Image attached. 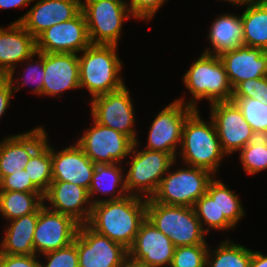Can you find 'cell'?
Returning <instances> with one entry per match:
<instances>
[{"mask_svg": "<svg viewBox=\"0 0 267 267\" xmlns=\"http://www.w3.org/2000/svg\"><path fill=\"white\" fill-rule=\"evenodd\" d=\"M73 243L77 246L79 267H119L128 257V249L87 224L79 226Z\"/></svg>", "mask_w": 267, "mask_h": 267, "instance_id": "13", "label": "cell"}, {"mask_svg": "<svg viewBox=\"0 0 267 267\" xmlns=\"http://www.w3.org/2000/svg\"><path fill=\"white\" fill-rule=\"evenodd\" d=\"M199 112L194 110L185 120L178 154L183 164L204 168L216 175L226 154L213 120L207 123Z\"/></svg>", "mask_w": 267, "mask_h": 267, "instance_id": "2", "label": "cell"}, {"mask_svg": "<svg viewBox=\"0 0 267 267\" xmlns=\"http://www.w3.org/2000/svg\"><path fill=\"white\" fill-rule=\"evenodd\" d=\"M44 71L43 96L80 89L78 54L44 53Z\"/></svg>", "mask_w": 267, "mask_h": 267, "instance_id": "21", "label": "cell"}, {"mask_svg": "<svg viewBox=\"0 0 267 267\" xmlns=\"http://www.w3.org/2000/svg\"><path fill=\"white\" fill-rule=\"evenodd\" d=\"M147 199L127 195L119 200H106L92 205L87 225L111 241L129 249L146 219Z\"/></svg>", "mask_w": 267, "mask_h": 267, "instance_id": "1", "label": "cell"}, {"mask_svg": "<svg viewBox=\"0 0 267 267\" xmlns=\"http://www.w3.org/2000/svg\"><path fill=\"white\" fill-rule=\"evenodd\" d=\"M52 181H63L89 190L96 164L77 145L60 151L51 146Z\"/></svg>", "mask_w": 267, "mask_h": 267, "instance_id": "20", "label": "cell"}, {"mask_svg": "<svg viewBox=\"0 0 267 267\" xmlns=\"http://www.w3.org/2000/svg\"><path fill=\"white\" fill-rule=\"evenodd\" d=\"M182 79L192 99L185 102L181 97L177 100L194 110H198V101L204 99L210 104L231 101L233 88L219 56L202 53Z\"/></svg>", "mask_w": 267, "mask_h": 267, "instance_id": "4", "label": "cell"}, {"mask_svg": "<svg viewBox=\"0 0 267 267\" xmlns=\"http://www.w3.org/2000/svg\"><path fill=\"white\" fill-rule=\"evenodd\" d=\"M38 213H30L10 220L0 242V254L34 255V231Z\"/></svg>", "mask_w": 267, "mask_h": 267, "instance_id": "25", "label": "cell"}, {"mask_svg": "<svg viewBox=\"0 0 267 267\" xmlns=\"http://www.w3.org/2000/svg\"><path fill=\"white\" fill-rule=\"evenodd\" d=\"M91 44L118 45L123 23L133 17L126 0H82Z\"/></svg>", "mask_w": 267, "mask_h": 267, "instance_id": "8", "label": "cell"}, {"mask_svg": "<svg viewBox=\"0 0 267 267\" xmlns=\"http://www.w3.org/2000/svg\"><path fill=\"white\" fill-rule=\"evenodd\" d=\"M252 250L225 239L215 249H208L206 267H249Z\"/></svg>", "mask_w": 267, "mask_h": 267, "instance_id": "30", "label": "cell"}, {"mask_svg": "<svg viewBox=\"0 0 267 267\" xmlns=\"http://www.w3.org/2000/svg\"><path fill=\"white\" fill-rule=\"evenodd\" d=\"M140 141L134 142L130 152L131 160L125 174V185L129 195L151 198L157 191L162 178L175 159L166 152L140 149ZM131 163V164H130Z\"/></svg>", "mask_w": 267, "mask_h": 267, "instance_id": "6", "label": "cell"}, {"mask_svg": "<svg viewBox=\"0 0 267 267\" xmlns=\"http://www.w3.org/2000/svg\"><path fill=\"white\" fill-rule=\"evenodd\" d=\"M31 2L33 0H0V9L23 8Z\"/></svg>", "mask_w": 267, "mask_h": 267, "instance_id": "44", "label": "cell"}, {"mask_svg": "<svg viewBox=\"0 0 267 267\" xmlns=\"http://www.w3.org/2000/svg\"><path fill=\"white\" fill-rule=\"evenodd\" d=\"M91 126L84 131L76 144L93 163L115 164L127 159L134 145L130 137L103 126L94 119Z\"/></svg>", "mask_w": 267, "mask_h": 267, "instance_id": "9", "label": "cell"}, {"mask_svg": "<svg viewBox=\"0 0 267 267\" xmlns=\"http://www.w3.org/2000/svg\"><path fill=\"white\" fill-rule=\"evenodd\" d=\"M175 246L147 218L141 223L128 257L146 267H170Z\"/></svg>", "mask_w": 267, "mask_h": 267, "instance_id": "16", "label": "cell"}, {"mask_svg": "<svg viewBox=\"0 0 267 267\" xmlns=\"http://www.w3.org/2000/svg\"><path fill=\"white\" fill-rule=\"evenodd\" d=\"M0 191H19L29 193H41L31 182L25 170L0 179Z\"/></svg>", "mask_w": 267, "mask_h": 267, "instance_id": "39", "label": "cell"}, {"mask_svg": "<svg viewBox=\"0 0 267 267\" xmlns=\"http://www.w3.org/2000/svg\"><path fill=\"white\" fill-rule=\"evenodd\" d=\"M11 82L7 75H0V118L6 114L7 108L11 104V98L14 95Z\"/></svg>", "mask_w": 267, "mask_h": 267, "instance_id": "42", "label": "cell"}, {"mask_svg": "<svg viewBox=\"0 0 267 267\" xmlns=\"http://www.w3.org/2000/svg\"><path fill=\"white\" fill-rule=\"evenodd\" d=\"M37 56V60L34 59V57ZM25 64L22 62L21 65H25V68L23 70L25 71L22 76V80L18 77L17 79H14V76H8L12 89L15 92L20 91V88H22L25 85H29L32 82V90L33 94L36 95H43V85H44V52H36L31 57L26 59ZM20 79V80H19ZM16 81V83H15ZM18 83V84H17ZM17 84V85H16ZM21 84V85H20ZM16 85V86H15ZM20 85V86H19Z\"/></svg>", "mask_w": 267, "mask_h": 267, "instance_id": "32", "label": "cell"}, {"mask_svg": "<svg viewBox=\"0 0 267 267\" xmlns=\"http://www.w3.org/2000/svg\"><path fill=\"white\" fill-rule=\"evenodd\" d=\"M47 140L32 154L25 172L32 184L44 195L52 182L51 145Z\"/></svg>", "mask_w": 267, "mask_h": 267, "instance_id": "31", "label": "cell"}, {"mask_svg": "<svg viewBox=\"0 0 267 267\" xmlns=\"http://www.w3.org/2000/svg\"><path fill=\"white\" fill-rule=\"evenodd\" d=\"M219 58L232 88L248 79L267 76V51L261 48L241 45L222 53Z\"/></svg>", "mask_w": 267, "mask_h": 267, "instance_id": "22", "label": "cell"}, {"mask_svg": "<svg viewBox=\"0 0 267 267\" xmlns=\"http://www.w3.org/2000/svg\"><path fill=\"white\" fill-rule=\"evenodd\" d=\"M249 267H267V255L260 253V251L252 250V257Z\"/></svg>", "mask_w": 267, "mask_h": 267, "instance_id": "43", "label": "cell"}, {"mask_svg": "<svg viewBox=\"0 0 267 267\" xmlns=\"http://www.w3.org/2000/svg\"><path fill=\"white\" fill-rule=\"evenodd\" d=\"M90 44L86 19L81 11L73 19L53 25L41 33L36 38V51L78 54Z\"/></svg>", "mask_w": 267, "mask_h": 267, "instance_id": "15", "label": "cell"}, {"mask_svg": "<svg viewBox=\"0 0 267 267\" xmlns=\"http://www.w3.org/2000/svg\"><path fill=\"white\" fill-rule=\"evenodd\" d=\"M79 226L72 217L52 211L43 205L38 212L34 231L35 255L41 256L69 246L74 242Z\"/></svg>", "mask_w": 267, "mask_h": 267, "instance_id": "14", "label": "cell"}, {"mask_svg": "<svg viewBox=\"0 0 267 267\" xmlns=\"http://www.w3.org/2000/svg\"><path fill=\"white\" fill-rule=\"evenodd\" d=\"M46 263L41 262V267H79L77 246H69L43 254Z\"/></svg>", "mask_w": 267, "mask_h": 267, "instance_id": "38", "label": "cell"}, {"mask_svg": "<svg viewBox=\"0 0 267 267\" xmlns=\"http://www.w3.org/2000/svg\"><path fill=\"white\" fill-rule=\"evenodd\" d=\"M117 45L90 44L78 55L80 89L88 90L92 98L121 89L122 62Z\"/></svg>", "mask_w": 267, "mask_h": 267, "instance_id": "3", "label": "cell"}, {"mask_svg": "<svg viewBox=\"0 0 267 267\" xmlns=\"http://www.w3.org/2000/svg\"><path fill=\"white\" fill-rule=\"evenodd\" d=\"M193 111L191 106L176 99L159 111L150 125L144 149L163 151L177 160L176 151L181 144L183 124Z\"/></svg>", "mask_w": 267, "mask_h": 267, "instance_id": "12", "label": "cell"}, {"mask_svg": "<svg viewBox=\"0 0 267 267\" xmlns=\"http://www.w3.org/2000/svg\"><path fill=\"white\" fill-rule=\"evenodd\" d=\"M131 94L126 84L119 90L92 98L91 116L97 123L119 131L138 141L134 129L135 112Z\"/></svg>", "mask_w": 267, "mask_h": 267, "instance_id": "10", "label": "cell"}, {"mask_svg": "<svg viewBox=\"0 0 267 267\" xmlns=\"http://www.w3.org/2000/svg\"><path fill=\"white\" fill-rule=\"evenodd\" d=\"M241 14L243 22V43L246 46L267 51V6L245 4Z\"/></svg>", "mask_w": 267, "mask_h": 267, "instance_id": "28", "label": "cell"}, {"mask_svg": "<svg viewBox=\"0 0 267 267\" xmlns=\"http://www.w3.org/2000/svg\"><path fill=\"white\" fill-rule=\"evenodd\" d=\"M42 193L0 191V214L10 221L30 213H38L44 205Z\"/></svg>", "mask_w": 267, "mask_h": 267, "instance_id": "27", "label": "cell"}, {"mask_svg": "<svg viewBox=\"0 0 267 267\" xmlns=\"http://www.w3.org/2000/svg\"><path fill=\"white\" fill-rule=\"evenodd\" d=\"M212 49L203 53L219 56L222 53L237 49L243 43V22L241 15L225 13L212 22L208 36Z\"/></svg>", "mask_w": 267, "mask_h": 267, "instance_id": "24", "label": "cell"}, {"mask_svg": "<svg viewBox=\"0 0 267 267\" xmlns=\"http://www.w3.org/2000/svg\"><path fill=\"white\" fill-rule=\"evenodd\" d=\"M38 255L0 254L1 267H41ZM38 258V259H37Z\"/></svg>", "mask_w": 267, "mask_h": 267, "instance_id": "41", "label": "cell"}, {"mask_svg": "<svg viewBox=\"0 0 267 267\" xmlns=\"http://www.w3.org/2000/svg\"><path fill=\"white\" fill-rule=\"evenodd\" d=\"M146 218L169 237L175 247L208 244L207 233L192 207L165 205L148 198Z\"/></svg>", "mask_w": 267, "mask_h": 267, "instance_id": "5", "label": "cell"}, {"mask_svg": "<svg viewBox=\"0 0 267 267\" xmlns=\"http://www.w3.org/2000/svg\"><path fill=\"white\" fill-rule=\"evenodd\" d=\"M210 113L226 155L240 151L257 137L234 101L210 104Z\"/></svg>", "mask_w": 267, "mask_h": 267, "instance_id": "11", "label": "cell"}, {"mask_svg": "<svg viewBox=\"0 0 267 267\" xmlns=\"http://www.w3.org/2000/svg\"><path fill=\"white\" fill-rule=\"evenodd\" d=\"M193 208L203 230L207 234L210 231L209 229L224 231L235 228L226 218H219L217 201L216 199H212L207 193L195 202Z\"/></svg>", "mask_w": 267, "mask_h": 267, "instance_id": "33", "label": "cell"}, {"mask_svg": "<svg viewBox=\"0 0 267 267\" xmlns=\"http://www.w3.org/2000/svg\"><path fill=\"white\" fill-rule=\"evenodd\" d=\"M208 244L175 247L170 267H206Z\"/></svg>", "mask_w": 267, "mask_h": 267, "instance_id": "36", "label": "cell"}, {"mask_svg": "<svg viewBox=\"0 0 267 267\" xmlns=\"http://www.w3.org/2000/svg\"><path fill=\"white\" fill-rule=\"evenodd\" d=\"M44 205L55 212L72 217L80 225L89 221L92 204L88 190L63 181H52L44 194ZM50 204H45L46 201Z\"/></svg>", "mask_w": 267, "mask_h": 267, "instance_id": "19", "label": "cell"}, {"mask_svg": "<svg viewBox=\"0 0 267 267\" xmlns=\"http://www.w3.org/2000/svg\"><path fill=\"white\" fill-rule=\"evenodd\" d=\"M232 98H254L267 105V76L238 83Z\"/></svg>", "mask_w": 267, "mask_h": 267, "instance_id": "37", "label": "cell"}, {"mask_svg": "<svg viewBox=\"0 0 267 267\" xmlns=\"http://www.w3.org/2000/svg\"><path fill=\"white\" fill-rule=\"evenodd\" d=\"M36 52V39L20 23L0 27V75L15 76L16 64Z\"/></svg>", "mask_w": 267, "mask_h": 267, "instance_id": "23", "label": "cell"}, {"mask_svg": "<svg viewBox=\"0 0 267 267\" xmlns=\"http://www.w3.org/2000/svg\"><path fill=\"white\" fill-rule=\"evenodd\" d=\"M42 126L6 136L0 142V179L24 170L32 154L47 140Z\"/></svg>", "mask_w": 267, "mask_h": 267, "instance_id": "18", "label": "cell"}, {"mask_svg": "<svg viewBox=\"0 0 267 267\" xmlns=\"http://www.w3.org/2000/svg\"><path fill=\"white\" fill-rule=\"evenodd\" d=\"M130 3H129V2ZM127 5L133 18L150 21L159 8L168 0H128Z\"/></svg>", "mask_w": 267, "mask_h": 267, "instance_id": "40", "label": "cell"}, {"mask_svg": "<svg viewBox=\"0 0 267 267\" xmlns=\"http://www.w3.org/2000/svg\"><path fill=\"white\" fill-rule=\"evenodd\" d=\"M36 1L30 10L14 21L20 23L35 39L46 29L71 20L82 11V0Z\"/></svg>", "mask_w": 267, "mask_h": 267, "instance_id": "17", "label": "cell"}, {"mask_svg": "<svg viewBox=\"0 0 267 267\" xmlns=\"http://www.w3.org/2000/svg\"><path fill=\"white\" fill-rule=\"evenodd\" d=\"M239 160L247 174L267 169V136H257L239 152Z\"/></svg>", "mask_w": 267, "mask_h": 267, "instance_id": "34", "label": "cell"}, {"mask_svg": "<svg viewBox=\"0 0 267 267\" xmlns=\"http://www.w3.org/2000/svg\"><path fill=\"white\" fill-rule=\"evenodd\" d=\"M176 161L172 163L151 198L165 205L193 208L195 202L206 193L209 182L216 176L204 168L189 165L171 172Z\"/></svg>", "mask_w": 267, "mask_h": 267, "instance_id": "7", "label": "cell"}, {"mask_svg": "<svg viewBox=\"0 0 267 267\" xmlns=\"http://www.w3.org/2000/svg\"><path fill=\"white\" fill-rule=\"evenodd\" d=\"M257 136H267V105L254 98H231Z\"/></svg>", "mask_w": 267, "mask_h": 267, "instance_id": "35", "label": "cell"}, {"mask_svg": "<svg viewBox=\"0 0 267 267\" xmlns=\"http://www.w3.org/2000/svg\"><path fill=\"white\" fill-rule=\"evenodd\" d=\"M206 193L212 199H216L219 218H226L236 227L246 214L238 194H235L224 182L216 178L209 182Z\"/></svg>", "mask_w": 267, "mask_h": 267, "instance_id": "29", "label": "cell"}, {"mask_svg": "<svg viewBox=\"0 0 267 267\" xmlns=\"http://www.w3.org/2000/svg\"><path fill=\"white\" fill-rule=\"evenodd\" d=\"M248 3L257 6H267V0H249Z\"/></svg>", "mask_w": 267, "mask_h": 267, "instance_id": "47", "label": "cell"}, {"mask_svg": "<svg viewBox=\"0 0 267 267\" xmlns=\"http://www.w3.org/2000/svg\"><path fill=\"white\" fill-rule=\"evenodd\" d=\"M223 1H226L230 4H232L233 6H244L245 4L248 3L249 0H223Z\"/></svg>", "mask_w": 267, "mask_h": 267, "instance_id": "46", "label": "cell"}, {"mask_svg": "<svg viewBox=\"0 0 267 267\" xmlns=\"http://www.w3.org/2000/svg\"><path fill=\"white\" fill-rule=\"evenodd\" d=\"M119 267H146L140 262L134 261L131 258L127 257Z\"/></svg>", "mask_w": 267, "mask_h": 267, "instance_id": "45", "label": "cell"}, {"mask_svg": "<svg viewBox=\"0 0 267 267\" xmlns=\"http://www.w3.org/2000/svg\"><path fill=\"white\" fill-rule=\"evenodd\" d=\"M121 165V163L96 164L88 190L92 205L106 200H119L129 195L125 185L123 165ZM98 193L102 196L109 195V199L103 197L96 199L95 195Z\"/></svg>", "mask_w": 267, "mask_h": 267, "instance_id": "26", "label": "cell"}]
</instances>
